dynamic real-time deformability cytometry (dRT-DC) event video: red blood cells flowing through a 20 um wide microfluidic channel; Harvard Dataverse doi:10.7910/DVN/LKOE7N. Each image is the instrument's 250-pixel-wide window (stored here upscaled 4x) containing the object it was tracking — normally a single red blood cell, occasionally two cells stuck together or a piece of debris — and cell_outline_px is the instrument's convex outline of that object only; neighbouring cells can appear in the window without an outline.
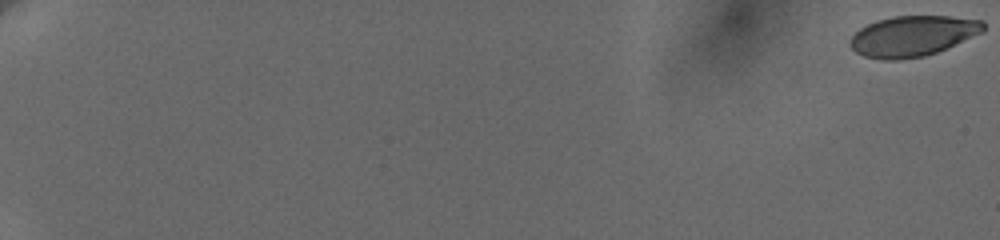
{"species": "human", "species_latin": "Homo sapiens", "temperature_condition": "cold", "stored_images_in_passage": 61, "camera_frame_rate_fps": 3000, "um_per_image_px": 0.085, "donor": {"sex": "female"}, "frame": {"image": 1, "passage_image": 1, "time_ms": 0.0, "image_size_px": [1000, 240], "cell_outline_px": [[984, 32], [936, 52], [924, 56], [900, 60], [884, 60], [864, 56], [856, 52], [848, 44], [852, 36], [860, 28], [876, 20], [892, 16], [948, 16], [984, 20]], "centroid_in_image_um": [77.57, 3.06], "position_along_channel_um": 7.4, "area_um2": 31.5}}
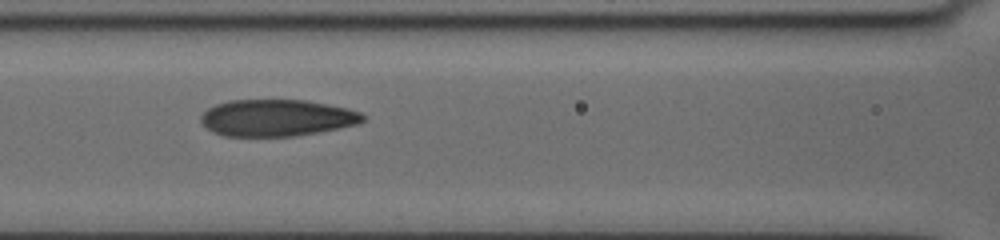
{"frame": {"image": 2, "passage_image": 32, "time_ms": 10.333, "image_size_px": [1000, 240], "cell_outline_px": [[364, 120], [356, 124], [296, 136], [224, 136], [212, 132], [200, 120], [200, 116], [208, 108], [216, 104], [228, 100], [304, 100], [328, 104], [348, 108], [360, 112], [364, 116]], "centroid_in_image_um": [23.49, 10.01], "position_along_channel_um": 143.1, "area_um2": 34.51}}
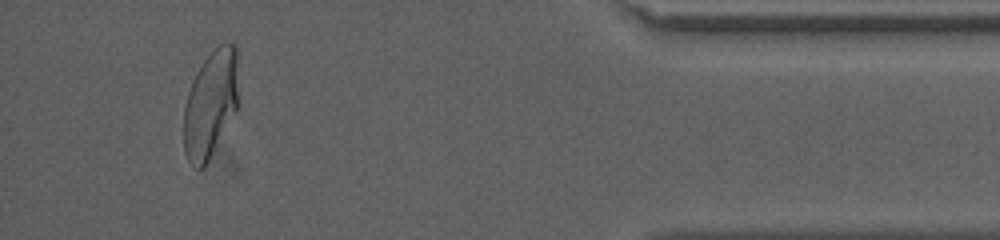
{"frame": {"image": 3, "passage_image": 58, "time_ms": 19.0, "image_size_px": [1000, 240], "cell_outline_px": [[240, 104], [204, 168], [196, 168], [188, 160], [184, 152], [184, 104], [192, 80], [196, 72], [204, 60], [220, 44], [236, 44]], "centroid_in_image_um": [17.92, 8.83], "position_along_channel_um": 417.3, "area_um2": 34.51}, "authors_computed_cell_mechanics": {"area_um2": 34.5066, "velocity_mm_per_s": 3.6492, "shape_relaxation_time_tau1_ms": 5.5679, "shape_relaxation_time_tau2_ms": 1.1792, "deformation_change_tau1": 0.1889, "deformation_change_tau2": 0.0674}}